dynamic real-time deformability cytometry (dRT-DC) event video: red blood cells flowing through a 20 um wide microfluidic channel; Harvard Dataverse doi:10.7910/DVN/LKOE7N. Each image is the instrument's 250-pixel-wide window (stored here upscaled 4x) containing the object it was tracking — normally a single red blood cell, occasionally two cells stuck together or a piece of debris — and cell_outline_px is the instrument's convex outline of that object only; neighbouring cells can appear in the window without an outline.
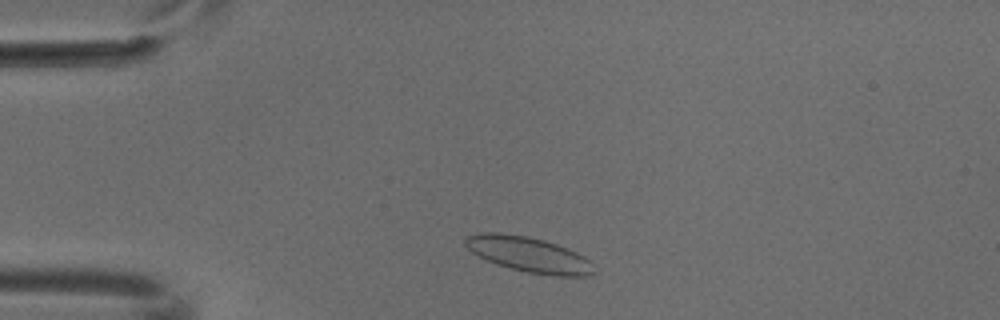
{"species": "common noctule bat (a hibernating species)", "species_latin": "Nyctalus noctula", "temperature_condition": "cold", "stored_images_in_passage": 2, "camera_frame_rate_fps": 3000, "um_per_image_px": 0.085, "animal": {"sex": "male", "body_mass_g": 18.8}, "frame": {"image": 1, "passage_image": 2, "time_ms": 0.333, "image_size_px": [1000, 320], "cell_outline_px": [[592, 276], [552, 276], [528, 272], [496, 264], [472, 252], [464, 244], [464, 240], [468, 236], [480, 232], [496, 232], [524, 236], [544, 240], [568, 248], [584, 256], [588, 260], [592, 272]], "centroid_in_image_um": [44.92, 21.63], "position_along_channel_um": 40.1, "area_um2": 26.01}}